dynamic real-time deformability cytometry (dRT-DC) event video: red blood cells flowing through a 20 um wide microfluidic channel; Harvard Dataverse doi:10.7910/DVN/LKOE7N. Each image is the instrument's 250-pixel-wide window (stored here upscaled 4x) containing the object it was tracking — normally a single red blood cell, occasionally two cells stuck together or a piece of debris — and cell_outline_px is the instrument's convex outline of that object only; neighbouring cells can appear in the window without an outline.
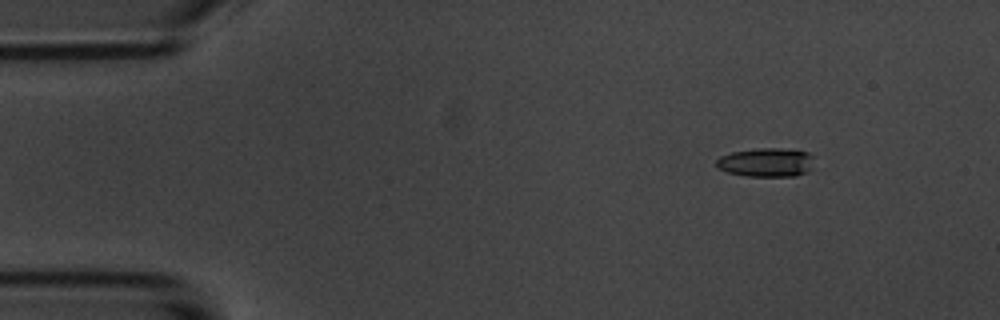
{"species": "common noctule bat (a hibernating species)", "species_latin": "Nyctalus noctula", "temperature_condition": "room temperature", "stored_images_in_passage": 10, "camera_frame_rate_fps": 3000, "um_per_image_px": 0.085, "animal": {"sex": "male", "body_mass_g": 20.1, "forearm_length_mm": 53.5}, "frame": {"image": 1, "passage_image": 2, "time_ms": 2.0, "image_size_px": [1000, 320], "cell_outline_px": [[812, 168], [808, 172], [796, 176], [744, 176], [728, 172], [720, 168], [716, 164], [716, 160], [720, 156], [732, 152], [756, 148], [780, 148], [808, 152], [812, 156]], "centroid_in_image_um": [65.14, 13.8], "position_along_channel_um": 19.9, "area_um2": 16.47}}
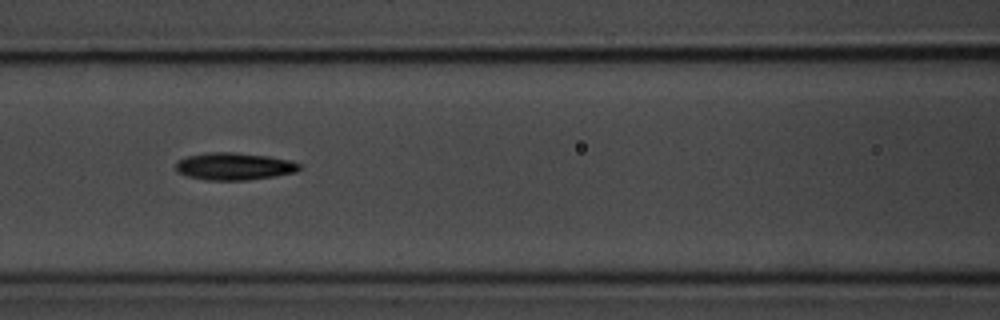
{"frame": {"image": 2, "passage_image": 7, "time_ms": 7.667, "image_size_px": [1000, 320], "cell_outline_px": [[300, 168], [296, 172], [276, 176], [248, 180], [204, 180], [188, 176], [176, 172], [176, 160], [188, 156], [212, 152], [232, 152], [268, 156], [288, 160], [300, 164]], "centroid_in_image_um": [19.88, 14.15], "position_along_channel_um": 146.7, "area_um2": 19.65}}